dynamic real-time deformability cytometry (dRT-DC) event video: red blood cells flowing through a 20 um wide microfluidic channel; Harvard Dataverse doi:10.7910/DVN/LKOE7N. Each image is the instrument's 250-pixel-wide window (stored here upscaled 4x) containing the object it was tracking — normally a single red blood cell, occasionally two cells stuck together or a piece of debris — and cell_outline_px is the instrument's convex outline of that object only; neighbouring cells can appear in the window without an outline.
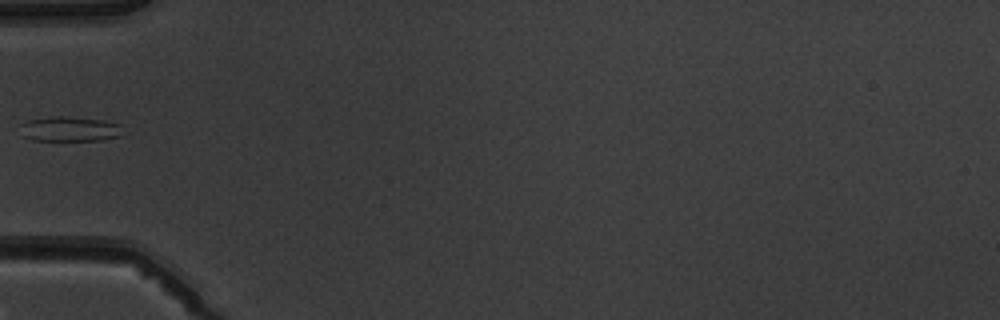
{"species": "common noctule bat (a hibernating species)", "species_latin": "Nyctalus noctula", "temperature_condition": "warm", "stored_images_in_passage": 4, "camera_frame_rate_fps": 3000, "um_per_image_px": 0.085, "animal": {"sex": "male", "body_mass_g": 19.5, "forearm_length_mm": 54.6}, "frame": {"image": 1, "passage_image": 3, "time_ms": 2.333, "image_size_px": [1000, 320], "cell_outline_px": [[120, 136], [100, 140], [32, 140], [20, 136], [20, 124], [28, 120], [52, 116], [64, 116], [104, 120], [120, 124]], "centroid_in_image_um": [5.85, 10.96], "position_along_channel_um": 79.2, "area_um2": 14.91}}
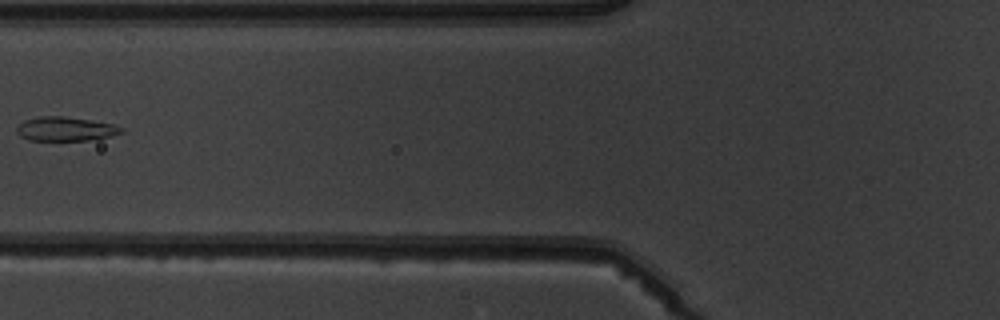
{"frame": {"image": 2, "passage_image": 4, "time_ms": 3.333, "image_size_px": [1000, 320], "cell_outline_px": [[124, 132], [112, 136], [88, 140], [28, 140], [20, 136], [16, 132], [16, 128], [24, 120], [40, 116], [64, 116], [112, 124], [124, 128]], "centroid_in_image_um": [5.56, 10.96], "position_along_channel_um": 120.2, "area_um2": 14.62}}